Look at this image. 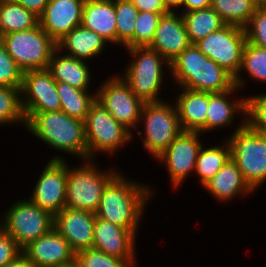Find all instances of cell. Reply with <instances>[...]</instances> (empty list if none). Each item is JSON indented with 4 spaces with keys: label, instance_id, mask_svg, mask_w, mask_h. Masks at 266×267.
<instances>
[{
    "label": "cell",
    "instance_id": "10",
    "mask_svg": "<svg viewBox=\"0 0 266 267\" xmlns=\"http://www.w3.org/2000/svg\"><path fill=\"white\" fill-rule=\"evenodd\" d=\"M87 161L90 163L80 168H67L65 207L95 213L104 188L117 173L104 174L97 171L91 161Z\"/></svg>",
    "mask_w": 266,
    "mask_h": 267
},
{
    "label": "cell",
    "instance_id": "31",
    "mask_svg": "<svg viewBox=\"0 0 266 267\" xmlns=\"http://www.w3.org/2000/svg\"><path fill=\"white\" fill-rule=\"evenodd\" d=\"M230 158L231 149L229 142H227L225 148L215 146L204 149L202 145L195 166V171L200 175L201 184L204 186L211 180Z\"/></svg>",
    "mask_w": 266,
    "mask_h": 267
},
{
    "label": "cell",
    "instance_id": "18",
    "mask_svg": "<svg viewBox=\"0 0 266 267\" xmlns=\"http://www.w3.org/2000/svg\"><path fill=\"white\" fill-rule=\"evenodd\" d=\"M22 252L34 267H62L75 261L69 243L54 228L31 242Z\"/></svg>",
    "mask_w": 266,
    "mask_h": 267
},
{
    "label": "cell",
    "instance_id": "37",
    "mask_svg": "<svg viewBox=\"0 0 266 267\" xmlns=\"http://www.w3.org/2000/svg\"><path fill=\"white\" fill-rule=\"evenodd\" d=\"M22 79L23 71L8 54L4 44L0 40V86L21 87Z\"/></svg>",
    "mask_w": 266,
    "mask_h": 267
},
{
    "label": "cell",
    "instance_id": "8",
    "mask_svg": "<svg viewBox=\"0 0 266 267\" xmlns=\"http://www.w3.org/2000/svg\"><path fill=\"white\" fill-rule=\"evenodd\" d=\"M88 160L94 150L114 152L132 138L131 132L120 124L97 98L92 102L84 121Z\"/></svg>",
    "mask_w": 266,
    "mask_h": 267
},
{
    "label": "cell",
    "instance_id": "16",
    "mask_svg": "<svg viewBox=\"0 0 266 267\" xmlns=\"http://www.w3.org/2000/svg\"><path fill=\"white\" fill-rule=\"evenodd\" d=\"M199 132L182 131L157 158L162 159L168 167L171 181L177 187L189 172L195 170L201 143Z\"/></svg>",
    "mask_w": 266,
    "mask_h": 267
},
{
    "label": "cell",
    "instance_id": "42",
    "mask_svg": "<svg viewBox=\"0 0 266 267\" xmlns=\"http://www.w3.org/2000/svg\"><path fill=\"white\" fill-rule=\"evenodd\" d=\"M14 2L22 5L25 9L32 12L38 18L44 12L45 7L49 0H13Z\"/></svg>",
    "mask_w": 266,
    "mask_h": 267
},
{
    "label": "cell",
    "instance_id": "9",
    "mask_svg": "<svg viewBox=\"0 0 266 267\" xmlns=\"http://www.w3.org/2000/svg\"><path fill=\"white\" fill-rule=\"evenodd\" d=\"M7 212L0 225L22 250L53 229L54 216L31 200L16 202Z\"/></svg>",
    "mask_w": 266,
    "mask_h": 267
},
{
    "label": "cell",
    "instance_id": "20",
    "mask_svg": "<svg viewBox=\"0 0 266 267\" xmlns=\"http://www.w3.org/2000/svg\"><path fill=\"white\" fill-rule=\"evenodd\" d=\"M191 44L183 16L169 12L159 19L149 47L159 52L170 63Z\"/></svg>",
    "mask_w": 266,
    "mask_h": 267
},
{
    "label": "cell",
    "instance_id": "46",
    "mask_svg": "<svg viewBox=\"0 0 266 267\" xmlns=\"http://www.w3.org/2000/svg\"><path fill=\"white\" fill-rule=\"evenodd\" d=\"M259 6H266V0H255Z\"/></svg>",
    "mask_w": 266,
    "mask_h": 267
},
{
    "label": "cell",
    "instance_id": "11",
    "mask_svg": "<svg viewBox=\"0 0 266 267\" xmlns=\"http://www.w3.org/2000/svg\"><path fill=\"white\" fill-rule=\"evenodd\" d=\"M140 118H145L143 144L156 157L182 132L176 106L165 102H145Z\"/></svg>",
    "mask_w": 266,
    "mask_h": 267
},
{
    "label": "cell",
    "instance_id": "25",
    "mask_svg": "<svg viewBox=\"0 0 266 267\" xmlns=\"http://www.w3.org/2000/svg\"><path fill=\"white\" fill-rule=\"evenodd\" d=\"M56 48L49 62L48 70L52 73L56 81L69 84L79 90H87L90 81L88 66L84 61L72 56H59L55 58Z\"/></svg>",
    "mask_w": 266,
    "mask_h": 267
},
{
    "label": "cell",
    "instance_id": "35",
    "mask_svg": "<svg viewBox=\"0 0 266 267\" xmlns=\"http://www.w3.org/2000/svg\"><path fill=\"white\" fill-rule=\"evenodd\" d=\"M242 67L252 78L266 81V48L246 43L241 69Z\"/></svg>",
    "mask_w": 266,
    "mask_h": 267
},
{
    "label": "cell",
    "instance_id": "1",
    "mask_svg": "<svg viewBox=\"0 0 266 267\" xmlns=\"http://www.w3.org/2000/svg\"><path fill=\"white\" fill-rule=\"evenodd\" d=\"M169 66L182 88L214 93L235 86L234 77L202 53L196 44L184 49Z\"/></svg>",
    "mask_w": 266,
    "mask_h": 267
},
{
    "label": "cell",
    "instance_id": "26",
    "mask_svg": "<svg viewBox=\"0 0 266 267\" xmlns=\"http://www.w3.org/2000/svg\"><path fill=\"white\" fill-rule=\"evenodd\" d=\"M238 87L235 85L231 90L224 92H209V105L206 116V131L216 127H222L232 123L235 112L247 111L246 99L238 100L235 103L227 99V95L232 93Z\"/></svg>",
    "mask_w": 266,
    "mask_h": 267
},
{
    "label": "cell",
    "instance_id": "19",
    "mask_svg": "<svg viewBox=\"0 0 266 267\" xmlns=\"http://www.w3.org/2000/svg\"><path fill=\"white\" fill-rule=\"evenodd\" d=\"M93 233L92 248L123 259L130 267H134L136 234L133 231L96 217Z\"/></svg>",
    "mask_w": 266,
    "mask_h": 267
},
{
    "label": "cell",
    "instance_id": "39",
    "mask_svg": "<svg viewBox=\"0 0 266 267\" xmlns=\"http://www.w3.org/2000/svg\"><path fill=\"white\" fill-rule=\"evenodd\" d=\"M245 32L247 43L266 48V6H258Z\"/></svg>",
    "mask_w": 266,
    "mask_h": 267
},
{
    "label": "cell",
    "instance_id": "34",
    "mask_svg": "<svg viewBox=\"0 0 266 267\" xmlns=\"http://www.w3.org/2000/svg\"><path fill=\"white\" fill-rule=\"evenodd\" d=\"M167 13L141 12L139 11L136 20V27L133 35V47L149 46L153 41L159 19Z\"/></svg>",
    "mask_w": 266,
    "mask_h": 267
},
{
    "label": "cell",
    "instance_id": "38",
    "mask_svg": "<svg viewBox=\"0 0 266 267\" xmlns=\"http://www.w3.org/2000/svg\"><path fill=\"white\" fill-rule=\"evenodd\" d=\"M249 116L246 123L255 131L266 135V94L246 98Z\"/></svg>",
    "mask_w": 266,
    "mask_h": 267
},
{
    "label": "cell",
    "instance_id": "33",
    "mask_svg": "<svg viewBox=\"0 0 266 267\" xmlns=\"http://www.w3.org/2000/svg\"><path fill=\"white\" fill-rule=\"evenodd\" d=\"M21 87L0 86V125L9 122H25L19 96Z\"/></svg>",
    "mask_w": 266,
    "mask_h": 267
},
{
    "label": "cell",
    "instance_id": "12",
    "mask_svg": "<svg viewBox=\"0 0 266 267\" xmlns=\"http://www.w3.org/2000/svg\"><path fill=\"white\" fill-rule=\"evenodd\" d=\"M96 98L109 113L125 128H135L140 120L145 102L136 96L120 77H114L101 86Z\"/></svg>",
    "mask_w": 266,
    "mask_h": 267
},
{
    "label": "cell",
    "instance_id": "2",
    "mask_svg": "<svg viewBox=\"0 0 266 267\" xmlns=\"http://www.w3.org/2000/svg\"><path fill=\"white\" fill-rule=\"evenodd\" d=\"M149 190L117 173L104 188L95 215L135 233Z\"/></svg>",
    "mask_w": 266,
    "mask_h": 267
},
{
    "label": "cell",
    "instance_id": "29",
    "mask_svg": "<svg viewBox=\"0 0 266 267\" xmlns=\"http://www.w3.org/2000/svg\"><path fill=\"white\" fill-rule=\"evenodd\" d=\"M258 6L255 0H211L212 9L226 24L244 29Z\"/></svg>",
    "mask_w": 266,
    "mask_h": 267
},
{
    "label": "cell",
    "instance_id": "41",
    "mask_svg": "<svg viewBox=\"0 0 266 267\" xmlns=\"http://www.w3.org/2000/svg\"><path fill=\"white\" fill-rule=\"evenodd\" d=\"M133 5L141 12L169 13L162 0H131Z\"/></svg>",
    "mask_w": 266,
    "mask_h": 267
},
{
    "label": "cell",
    "instance_id": "28",
    "mask_svg": "<svg viewBox=\"0 0 266 267\" xmlns=\"http://www.w3.org/2000/svg\"><path fill=\"white\" fill-rule=\"evenodd\" d=\"M182 16L189 40L192 44L197 43L200 39L207 37L209 34L220 30L226 25L211 6L184 12Z\"/></svg>",
    "mask_w": 266,
    "mask_h": 267
},
{
    "label": "cell",
    "instance_id": "4",
    "mask_svg": "<svg viewBox=\"0 0 266 267\" xmlns=\"http://www.w3.org/2000/svg\"><path fill=\"white\" fill-rule=\"evenodd\" d=\"M228 142L231 158L254 190L266 180V135L253 130L245 120Z\"/></svg>",
    "mask_w": 266,
    "mask_h": 267
},
{
    "label": "cell",
    "instance_id": "40",
    "mask_svg": "<svg viewBox=\"0 0 266 267\" xmlns=\"http://www.w3.org/2000/svg\"><path fill=\"white\" fill-rule=\"evenodd\" d=\"M22 253L14 238L0 226V267L14 260Z\"/></svg>",
    "mask_w": 266,
    "mask_h": 267
},
{
    "label": "cell",
    "instance_id": "7",
    "mask_svg": "<svg viewBox=\"0 0 266 267\" xmlns=\"http://www.w3.org/2000/svg\"><path fill=\"white\" fill-rule=\"evenodd\" d=\"M136 59L131 62L122 78L144 102H159L157 94L161 87L162 62L170 63L156 50L149 46H137L128 49Z\"/></svg>",
    "mask_w": 266,
    "mask_h": 267
},
{
    "label": "cell",
    "instance_id": "15",
    "mask_svg": "<svg viewBox=\"0 0 266 267\" xmlns=\"http://www.w3.org/2000/svg\"><path fill=\"white\" fill-rule=\"evenodd\" d=\"M95 220L96 215L91 211L65 207L54 215L53 228L76 254L93 247Z\"/></svg>",
    "mask_w": 266,
    "mask_h": 267
},
{
    "label": "cell",
    "instance_id": "5",
    "mask_svg": "<svg viewBox=\"0 0 266 267\" xmlns=\"http://www.w3.org/2000/svg\"><path fill=\"white\" fill-rule=\"evenodd\" d=\"M8 54L23 71L48 69L56 42L38 24L33 29L0 37Z\"/></svg>",
    "mask_w": 266,
    "mask_h": 267
},
{
    "label": "cell",
    "instance_id": "30",
    "mask_svg": "<svg viewBox=\"0 0 266 267\" xmlns=\"http://www.w3.org/2000/svg\"><path fill=\"white\" fill-rule=\"evenodd\" d=\"M56 89L61 100V111L72 118L85 121L96 94L91 96L87 90H79L59 81L56 83Z\"/></svg>",
    "mask_w": 266,
    "mask_h": 267
},
{
    "label": "cell",
    "instance_id": "13",
    "mask_svg": "<svg viewBox=\"0 0 266 267\" xmlns=\"http://www.w3.org/2000/svg\"><path fill=\"white\" fill-rule=\"evenodd\" d=\"M57 81L48 69L23 72L20 94L23 113H42L61 110V100L56 89ZM26 94V95H25Z\"/></svg>",
    "mask_w": 266,
    "mask_h": 267
},
{
    "label": "cell",
    "instance_id": "36",
    "mask_svg": "<svg viewBox=\"0 0 266 267\" xmlns=\"http://www.w3.org/2000/svg\"><path fill=\"white\" fill-rule=\"evenodd\" d=\"M75 262L79 267H130L123 259L94 248L76 253Z\"/></svg>",
    "mask_w": 266,
    "mask_h": 267
},
{
    "label": "cell",
    "instance_id": "32",
    "mask_svg": "<svg viewBox=\"0 0 266 267\" xmlns=\"http://www.w3.org/2000/svg\"><path fill=\"white\" fill-rule=\"evenodd\" d=\"M116 43H122L127 49L133 47V35L139 10L131 0H115Z\"/></svg>",
    "mask_w": 266,
    "mask_h": 267
},
{
    "label": "cell",
    "instance_id": "14",
    "mask_svg": "<svg viewBox=\"0 0 266 267\" xmlns=\"http://www.w3.org/2000/svg\"><path fill=\"white\" fill-rule=\"evenodd\" d=\"M67 167L61 157L52 158L42 171L30 199L53 216L65 208Z\"/></svg>",
    "mask_w": 266,
    "mask_h": 267
},
{
    "label": "cell",
    "instance_id": "17",
    "mask_svg": "<svg viewBox=\"0 0 266 267\" xmlns=\"http://www.w3.org/2000/svg\"><path fill=\"white\" fill-rule=\"evenodd\" d=\"M86 0H49L39 25L56 43L82 24Z\"/></svg>",
    "mask_w": 266,
    "mask_h": 267
},
{
    "label": "cell",
    "instance_id": "44",
    "mask_svg": "<svg viewBox=\"0 0 266 267\" xmlns=\"http://www.w3.org/2000/svg\"><path fill=\"white\" fill-rule=\"evenodd\" d=\"M4 267H34V265L29 261L27 256L22 252L14 260L6 264Z\"/></svg>",
    "mask_w": 266,
    "mask_h": 267
},
{
    "label": "cell",
    "instance_id": "22",
    "mask_svg": "<svg viewBox=\"0 0 266 267\" xmlns=\"http://www.w3.org/2000/svg\"><path fill=\"white\" fill-rule=\"evenodd\" d=\"M116 14L114 0H86L82 26L96 32L105 41L116 43Z\"/></svg>",
    "mask_w": 266,
    "mask_h": 267
},
{
    "label": "cell",
    "instance_id": "3",
    "mask_svg": "<svg viewBox=\"0 0 266 267\" xmlns=\"http://www.w3.org/2000/svg\"><path fill=\"white\" fill-rule=\"evenodd\" d=\"M24 117L30 133L48 145L78 155L85 161L88 159L84 121L72 118L61 110L24 113Z\"/></svg>",
    "mask_w": 266,
    "mask_h": 267
},
{
    "label": "cell",
    "instance_id": "21",
    "mask_svg": "<svg viewBox=\"0 0 266 267\" xmlns=\"http://www.w3.org/2000/svg\"><path fill=\"white\" fill-rule=\"evenodd\" d=\"M176 101L182 131L206 132L209 92L184 88Z\"/></svg>",
    "mask_w": 266,
    "mask_h": 267
},
{
    "label": "cell",
    "instance_id": "43",
    "mask_svg": "<svg viewBox=\"0 0 266 267\" xmlns=\"http://www.w3.org/2000/svg\"><path fill=\"white\" fill-rule=\"evenodd\" d=\"M185 12L204 9L211 6V0H182Z\"/></svg>",
    "mask_w": 266,
    "mask_h": 267
},
{
    "label": "cell",
    "instance_id": "23",
    "mask_svg": "<svg viewBox=\"0 0 266 267\" xmlns=\"http://www.w3.org/2000/svg\"><path fill=\"white\" fill-rule=\"evenodd\" d=\"M204 188L209 190L219 200H229L238 193H249L253 189L245 181L236 162L230 158L227 163L209 180Z\"/></svg>",
    "mask_w": 266,
    "mask_h": 267
},
{
    "label": "cell",
    "instance_id": "24",
    "mask_svg": "<svg viewBox=\"0 0 266 267\" xmlns=\"http://www.w3.org/2000/svg\"><path fill=\"white\" fill-rule=\"evenodd\" d=\"M106 42L96 32L79 25L66 34L56 45L58 51L64 48L69 50L68 56L83 61L86 58L98 55L103 50Z\"/></svg>",
    "mask_w": 266,
    "mask_h": 267
},
{
    "label": "cell",
    "instance_id": "45",
    "mask_svg": "<svg viewBox=\"0 0 266 267\" xmlns=\"http://www.w3.org/2000/svg\"><path fill=\"white\" fill-rule=\"evenodd\" d=\"M162 2H163L165 9L170 13L174 12L171 9L172 7L182 6V0H162Z\"/></svg>",
    "mask_w": 266,
    "mask_h": 267
},
{
    "label": "cell",
    "instance_id": "47",
    "mask_svg": "<svg viewBox=\"0 0 266 267\" xmlns=\"http://www.w3.org/2000/svg\"><path fill=\"white\" fill-rule=\"evenodd\" d=\"M62 267H79V265L74 261L73 263L68 264V265H64Z\"/></svg>",
    "mask_w": 266,
    "mask_h": 267
},
{
    "label": "cell",
    "instance_id": "27",
    "mask_svg": "<svg viewBox=\"0 0 266 267\" xmlns=\"http://www.w3.org/2000/svg\"><path fill=\"white\" fill-rule=\"evenodd\" d=\"M39 18L13 0H0V37L33 29Z\"/></svg>",
    "mask_w": 266,
    "mask_h": 267
},
{
    "label": "cell",
    "instance_id": "6",
    "mask_svg": "<svg viewBox=\"0 0 266 267\" xmlns=\"http://www.w3.org/2000/svg\"><path fill=\"white\" fill-rule=\"evenodd\" d=\"M246 43L244 28L226 24L195 44L208 58L230 73L239 88L244 83L239 77V72Z\"/></svg>",
    "mask_w": 266,
    "mask_h": 267
}]
</instances>
